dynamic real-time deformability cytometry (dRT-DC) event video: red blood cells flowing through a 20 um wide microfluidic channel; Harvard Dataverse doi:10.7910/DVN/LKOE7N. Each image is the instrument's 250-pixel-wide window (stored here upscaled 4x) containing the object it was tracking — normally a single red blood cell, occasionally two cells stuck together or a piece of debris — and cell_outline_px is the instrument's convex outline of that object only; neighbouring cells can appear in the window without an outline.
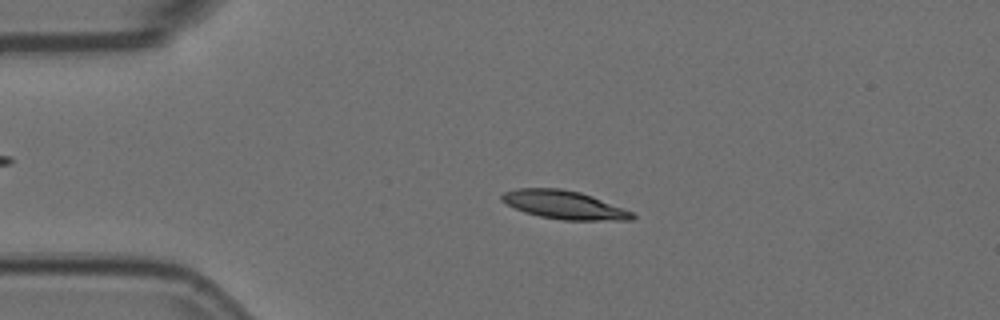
{"species": "Egyptian fruit bat (a non-hibernating species)", "species_latin": "Rousettus aegyptiacus", "temperature_condition": "room temperature", "stored_images_in_passage": 54, "camera_frame_rate_fps": 3000, "um_per_image_px": 0.085, "animal": {"sex": "female"}, "frame": {"image": 1, "passage_image": 11, "time_ms": 3.333, "image_size_px": [1000, 320], "cell_outline_px": [[636, 216], [632, 220], [564, 220], [540, 216], [524, 212], [500, 200], [500, 196], [504, 192], [516, 188], [560, 188], [580, 192], [592, 196], [632, 212]], "centroid_in_image_um": [47.93, 17.4], "position_along_channel_um": 37.1, "area_um2": 21.39}}
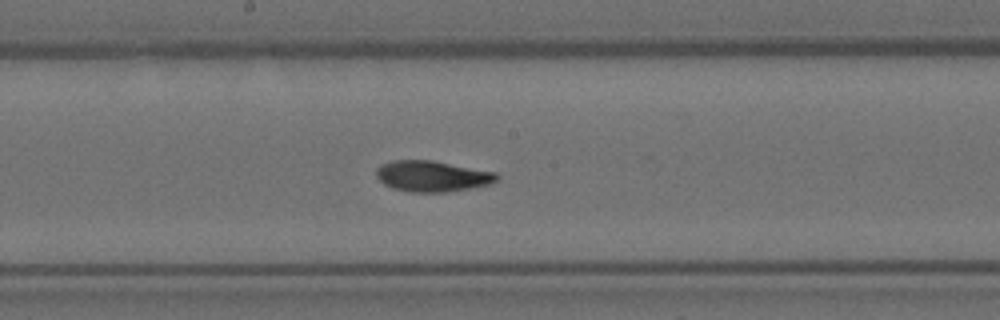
{"frame": {"image": 2, "passage_image": 28, "time_ms": 9.0, "image_size_px": [1000, 320], "cell_outline_px": [[500, 180], [492, 184], [472, 188], [444, 192], [412, 192], [392, 188], [384, 184], [376, 176], [376, 168], [380, 164], [392, 160], [432, 160], [496, 172], [500, 176]], "centroid_in_image_um": [36.77, 14.97], "position_along_channel_um": 211.4, "area_um2": 21.96}}
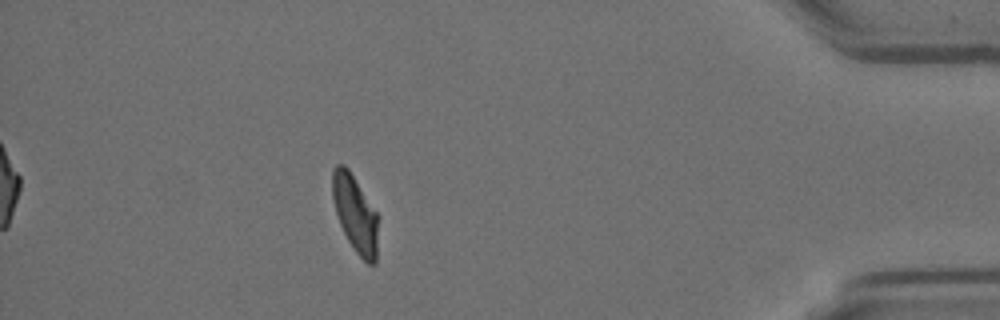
{"frame": {"image": 3, "passage_image": 48, "time_ms": 15.667, "image_size_px": [1000, 320], "cell_outline_px": [[380, 216], [376, 264], [368, 264], [352, 248], [340, 224], [332, 200], [332, 172], [336, 164], [344, 164], [348, 168]], "centroid_in_image_um": [30.23, 18.18], "position_along_channel_um": 405.0, "area_um2": 20.98}, "authors_computed_cell_mechanics": {"area_um2": 21.0392, "velocity_mm_per_s": 3.6528, "shape_relaxation_time_tau1_ms": 4.2846, "shape_relaxation_time_tau2_ms": 1.6682, "deformation_change_tau1": 0.1872, "deformation_change_tau2": 0.0756}}